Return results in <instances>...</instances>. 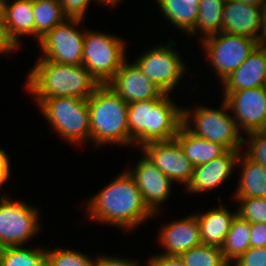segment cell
Segmentation results:
<instances>
[{
    "label": "cell",
    "instance_id": "cell-18",
    "mask_svg": "<svg viewBox=\"0 0 266 266\" xmlns=\"http://www.w3.org/2000/svg\"><path fill=\"white\" fill-rule=\"evenodd\" d=\"M10 1L5 0L4 3L2 29L6 41L17 51L23 47L21 37L28 35L35 39L33 0Z\"/></svg>",
    "mask_w": 266,
    "mask_h": 266
},
{
    "label": "cell",
    "instance_id": "cell-20",
    "mask_svg": "<svg viewBox=\"0 0 266 266\" xmlns=\"http://www.w3.org/2000/svg\"><path fill=\"white\" fill-rule=\"evenodd\" d=\"M220 84L223 99L234 91L266 86V47L257 45L244 63Z\"/></svg>",
    "mask_w": 266,
    "mask_h": 266
},
{
    "label": "cell",
    "instance_id": "cell-43",
    "mask_svg": "<svg viewBox=\"0 0 266 266\" xmlns=\"http://www.w3.org/2000/svg\"><path fill=\"white\" fill-rule=\"evenodd\" d=\"M258 134L266 136V120L263 121L262 125L256 131Z\"/></svg>",
    "mask_w": 266,
    "mask_h": 266
},
{
    "label": "cell",
    "instance_id": "cell-9",
    "mask_svg": "<svg viewBox=\"0 0 266 266\" xmlns=\"http://www.w3.org/2000/svg\"><path fill=\"white\" fill-rule=\"evenodd\" d=\"M0 193V248L28 246L27 242L39 234L40 211L24 201L9 200Z\"/></svg>",
    "mask_w": 266,
    "mask_h": 266
},
{
    "label": "cell",
    "instance_id": "cell-26",
    "mask_svg": "<svg viewBox=\"0 0 266 266\" xmlns=\"http://www.w3.org/2000/svg\"><path fill=\"white\" fill-rule=\"evenodd\" d=\"M250 234V222L236 215L221 247L230 265L250 248Z\"/></svg>",
    "mask_w": 266,
    "mask_h": 266
},
{
    "label": "cell",
    "instance_id": "cell-36",
    "mask_svg": "<svg viewBox=\"0 0 266 266\" xmlns=\"http://www.w3.org/2000/svg\"><path fill=\"white\" fill-rule=\"evenodd\" d=\"M147 266H185L180 255H165L162 253L150 255Z\"/></svg>",
    "mask_w": 266,
    "mask_h": 266
},
{
    "label": "cell",
    "instance_id": "cell-39",
    "mask_svg": "<svg viewBox=\"0 0 266 266\" xmlns=\"http://www.w3.org/2000/svg\"><path fill=\"white\" fill-rule=\"evenodd\" d=\"M2 20L3 18H0V54L5 56V54L15 53V50L9 45V43L5 39L2 29Z\"/></svg>",
    "mask_w": 266,
    "mask_h": 266
},
{
    "label": "cell",
    "instance_id": "cell-44",
    "mask_svg": "<svg viewBox=\"0 0 266 266\" xmlns=\"http://www.w3.org/2000/svg\"><path fill=\"white\" fill-rule=\"evenodd\" d=\"M4 3L5 0H0V18H3L4 16Z\"/></svg>",
    "mask_w": 266,
    "mask_h": 266
},
{
    "label": "cell",
    "instance_id": "cell-11",
    "mask_svg": "<svg viewBox=\"0 0 266 266\" xmlns=\"http://www.w3.org/2000/svg\"><path fill=\"white\" fill-rule=\"evenodd\" d=\"M83 21L85 20L67 18L63 23L51 29L38 42V46L43 52L39 60L82 65L86 29L80 30L79 27Z\"/></svg>",
    "mask_w": 266,
    "mask_h": 266
},
{
    "label": "cell",
    "instance_id": "cell-5",
    "mask_svg": "<svg viewBox=\"0 0 266 266\" xmlns=\"http://www.w3.org/2000/svg\"><path fill=\"white\" fill-rule=\"evenodd\" d=\"M219 107L213 109L212 106L198 104L192 110L185 106L182 125L197 137L220 144L227 150L242 151L244 134L238 129L224 99Z\"/></svg>",
    "mask_w": 266,
    "mask_h": 266
},
{
    "label": "cell",
    "instance_id": "cell-10",
    "mask_svg": "<svg viewBox=\"0 0 266 266\" xmlns=\"http://www.w3.org/2000/svg\"><path fill=\"white\" fill-rule=\"evenodd\" d=\"M204 49L205 59L214 69L220 83L241 66L258 45V39L242 35L219 32L199 42Z\"/></svg>",
    "mask_w": 266,
    "mask_h": 266
},
{
    "label": "cell",
    "instance_id": "cell-42",
    "mask_svg": "<svg viewBox=\"0 0 266 266\" xmlns=\"http://www.w3.org/2000/svg\"><path fill=\"white\" fill-rule=\"evenodd\" d=\"M121 0H98L99 4L105 5L107 7H117Z\"/></svg>",
    "mask_w": 266,
    "mask_h": 266
},
{
    "label": "cell",
    "instance_id": "cell-40",
    "mask_svg": "<svg viewBox=\"0 0 266 266\" xmlns=\"http://www.w3.org/2000/svg\"><path fill=\"white\" fill-rule=\"evenodd\" d=\"M258 45L266 47V7L263 12L262 29L258 38Z\"/></svg>",
    "mask_w": 266,
    "mask_h": 266
},
{
    "label": "cell",
    "instance_id": "cell-29",
    "mask_svg": "<svg viewBox=\"0 0 266 266\" xmlns=\"http://www.w3.org/2000/svg\"><path fill=\"white\" fill-rule=\"evenodd\" d=\"M185 266H230L221 248L200 244L180 254Z\"/></svg>",
    "mask_w": 266,
    "mask_h": 266
},
{
    "label": "cell",
    "instance_id": "cell-6",
    "mask_svg": "<svg viewBox=\"0 0 266 266\" xmlns=\"http://www.w3.org/2000/svg\"><path fill=\"white\" fill-rule=\"evenodd\" d=\"M34 101L43 117L64 142L79 147H83L84 142H90L87 99L56 97Z\"/></svg>",
    "mask_w": 266,
    "mask_h": 266
},
{
    "label": "cell",
    "instance_id": "cell-37",
    "mask_svg": "<svg viewBox=\"0 0 266 266\" xmlns=\"http://www.w3.org/2000/svg\"><path fill=\"white\" fill-rule=\"evenodd\" d=\"M250 247H266V223H250Z\"/></svg>",
    "mask_w": 266,
    "mask_h": 266
},
{
    "label": "cell",
    "instance_id": "cell-41",
    "mask_svg": "<svg viewBox=\"0 0 266 266\" xmlns=\"http://www.w3.org/2000/svg\"><path fill=\"white\" fill-rule=\"evenodd\" d=\"M245 4L257 7H266V0H240Z\"/></svg>",
    "mask_w": 266,
    "mask_h": 266
},
{
    "label": "cell",
    "instance_id": "cell-33",
    "mask_svg": "<svg viewBox=\"0 0 266 266\" xmlns=\"http://www.w3.org/2000/svg\"><path fill=\"white\" fill-rule=\"evenodd\" d=\"M99 3L98 0H59L63 14L69 19L86 18L88 7L92 2Z\"/></svg>",
    "mask_w": 266,
    "mask_h": 266
},
{
    "label": "cell",
    "instance_id": "cell-28",
    "mask_svg": "<svg viewBox=\"0 0 266 266\" xmlns=\"http://www.w3.org/2000/svg\"><path fill=\"white\" fill-rule=\"evenodd\" d=\"M0 266H46V248L26 245L0 248Z\"/></svg>",
    "mask_w": 266,
    "mask_h": 266
},
{
    "label": "cell",
    "instance_id": "cell-16",
    "mask_svg": "<svg viewBox=\"0 0 266 266\" xmlns=\"http://www.w3.org/2000/svg\"><path fill=\"white\" fill-rule=\"evenodd\" d=\"M241 151L228 150L212 161L194 166L191 178L184 188L187 194L210 192L222 186L234 174Z\"/></svg>",
    "mask_w": 266,
    "mask_h": 266
},
{
    "label": "cell",
    "instance_id": "cell-25",
    "mask_svg": "<svg viewBox=\"0 0 266 266\" xmlns=\"http://www.w3.org/2000/svg\"><path fill=\"white\" fill-rule=\"evenodd\" d=\"M225 3L226 0H200L197 23L187 37L198 34L203 40L221 32Z\"/></svg>",
    "mask_w": 266,
    "mask_h": 266
},
{
    "label": "cell",
    "instance_id": "cell-14",
    "mask_svg": "<svg viewBox=\"0 0 266 266\" xmlns=\"http://www.w3.org/2000/svg\"><path fill=\"white\" fill-rule=\"evenodd\" d=\"M224 100L243 134L257 131L266 118V86L234 91Z\"/></svg>",
    "mask_w": 266,
    "mask_h": 266
},
{
    "label": "cell",
    "instance_id": "cell-13",
    "mask_svg": "<svg viewBox=\"0 0 266 266\" xmlns=\"http://www.w3.org/2000/svg\"><path fill=\"white\" fill-rule=\"evenodd\" d=\"M147 158L177 185L188 184L194 166L186 158L178 142L169 141L151 142L139 148Z\"/></svg>",
    "mask_w": 266,
    "mask_h": 266
},
{
    "label": "cell",
    "instance_id": "cell-7",
    "mask_svg": "<svg viewBox=\"0 0 266 266\" xmlns=\"http://www.w3.org/2000/svg\"><path fill=\"white\" fill-rule=\"evenodd\" d=\"M125 42L110 33L86 30L82 65L99 84H106L127 59Z\"/></svg>",
    "mask_w": 266,
    "mask_h": 266
},
{
    "label": "cell",
    "instance_id": "cell-30",
    "mask_svg": "<svg viewBox=\"0 0 266 266\" xmlns=\"http://www.w3.org/2000/svg\"><path fill=\"white\" fill-rule=\"evenodd\" d=\"M78 250L58 247L46 249V266H95L96 258Z\"/></svg>",
    "mask_w": 266,
    "mask_h": 266
},
{
    "label": "cell",
    "instance_id": "cell-23",
    "mask_svg": "<svg viewBox=\"0 0 266 266\" xmlns=\"http://www.w3.org/2000/svg\"><path fill=\"white\" fill-rule=\"evenodd\" d=\"M238 165L241 172L233 197L266 198V168L252 161L242 151L237 159Z\"/></svg>",
    "mask_w": 266,
    "mask_h": 266
},
{
    "label": "cell",
    "instance_id": "cell-21",
    "mask_svg": "<svg viewBox=\"0 0 266 266\" xmlns=\"http://www.w3.org/2000/svg\"><path fill=\"white\" fill-rule=\"evenodd\" d=\"M219 204L205 213L194 214L198 219L202 244L221 248L237 211L232 212L223 203Z\"/></svg>",
    "mask_w": 266,
    "mask_h": 266
},
{
    "label": "cell",
    "instance_id": "cell-2",
    "mask_svg": "<svg viewBox=\"0 0 266 266\" xmlns=\"http://www.w3.org/2000/svg\"><path fill=\"white\" fill-rule=\"evenodd\" d=\"M165 94L159 99L128 104L129 146L173 140L183 123V107Z\"/></svg>",
    "mask_w": 266,
    "mask_h": 266
},
{
    "label": "cell",
    "instance_id": "cell-35",
    "mask_svg": "<svg viewBox=\"0 0 266 266\" xmlns=\"http://www.w3.org/2000/svg\"><path fill=\"white\" fill-rule=\"evenodd\" d=\"M106 254L96 256L95 266H140L138 260L127 259L126 257H115ZM138 262V263H137Z\"/></svg>",
    "mask_w": 266,
    "mask_h": 266
},
{
    "label": "cell",
    "instance_id": "cell-3",
    "mask_svg": "<svg viewBox=\"0 0 266 266\" xmlns=\"http://www.w3.org/2000/svg\"><path fill=\"white\" fill-rule=\"evenodd\" d=\"M26 93L34 99L76 97L88 99L100 85L83 65L38 60L27 73Z\"/></svg>",
    "mask_w": 266,
    "mask_h": 266
},
{
    "label": "cell",
    "instance_id": "cell-27",
    "mask_svg": "<svg viewBox=\"0 0 266 266\" xmlns=\"http://www.w3.org/2000/svg\"><path fill=\"white\" fill-rule=\"evenodd\" d=\"M33 12L37 42L51 29L67 19L59 0H33Z\"/></svg>",
    "mask_w": 266,
    "mask_h": 266
},
{
    "label": "cell",
    "instance_id": "cell-8",
    "mask_svg": "<svg viewBox=\"0 0 266 266\" xmlns=\"http://www.w3.org/2000/svg\"><path fill=\"white\" fill-rule=\"evenodd\" d=\"M165 44L142 51L133 62L164 93L171 94L172 90L180 86L188 65H185L187 62L182 59L175 48L178 45L172 39Z\"/></svg>",
    "mask_w": 266,
    "mask_h": 266
},
{
    "label": "cell",
    "instance_id": "cell-1",
    "mask_svg": "<svg viewBox=\"0 0 266 266\" xmlns=\"http://www.w3.org/2000/svg\"><path fill=\"white\" fill-rule=\"evenodd\" d=\"M121 173L85 201L84 213L93 223L97 221L132 233L153 219V214L144 204L134 178L127 170Z\"/></svg>",
    "mask_w": 266,
    "mask_h": 266
},
{
    "label": "cell",
    "instance_id": "cell-12",
    "mask_svg": "<svg viewBox=\"0 0 266 266\" xmlns=\"http://www.w3.org/2000/svg\"><path fill=\"white\" fill-rule=\"evenodd\" d=\"M140 155L142 157L135 163L134 168L129 167L126 170L134 178L144 204L153 214V218H156L161 212V204L169 200L173 192V182L143 152Z\"/></svg>",
    "mask_w": 266,
    "mask_h": 266
},
{
    "label": "cell",
    "instance_id": "cell-31",
    "mask_svg": "<svg viewBox=\"0 0 266 266\" xmlns=\"http://www.w3.org/2000/svg\"><path fill=\"white\" fill-rule=\"evenodd\" d=\"M238 201L237 215L250 223H266V198L234 197Z\"/></svg>",
    "mask_w": 266,
    "mask_h": 266
},
{
    "label": "cell",
    "instance_id": "cell-22",
    "mask_svg": "<svg viewBox=\"0 0 266 266\" xmlns=\"http://www.w3.org/2000/svg\"><path fill=\"white\" fill-rule=\"evenodd\" d=\"M174 139L193 166L206 164L228 151L220 144L193 135L183 125Z\"/></svg>",
    "mask_w": 266,
    "mask_h": 266
},
{
    "label": "cell",
    "instance_id": "cell-17",
    "mask_svg": "<svg viewBox=\"0 0 266 266\" xmlns=\"http://www.w3.org/2000/svg\"><path fill=\"white\" fill-rule=\"evenodd\" d=\"M163 223L158 233V243L165 255H180L202 243L198 219L195 214Z\"/></svg>",
    "mask_w": 266,
    "mask_h": 266
},
{
    "label": "cell",
    "instance_id": "cell-4",
    "mask_svg": "<svg viewBox=\"0 0 266 266\" xmlns=\"http://www.w3.org/2000/svg\"><path fill=\"white\" fill-rule=\"evenodd\" d=\"M90 143L94 148L129 147L128 103L106 84H100L87 99Z\"/></svg>",
    "mask_w": 266,
    "mask_h": 266
},
{
    "label": "cell",
    "instance_id": "cell-34",
    "mask_svg": "<svg viewBox=\"0 0 266 266\" xmlns=\"http://www.w3.org/2000/svg\"><path fill=\"white\" fill-rule=\"evenodd\" d=\"M230 266H266V247H250Z\"/></svg>",
    "mask_w": 266,
    "mask_h": 266
},
{
    "label": "cell",
    "instance_id": "cell-24",
    "mask_svg": "<svg viewBox=\"0 0 266 266\" xmlns=\"http://www.w3.org/2000/svg\"><path fill=\"white\" fill-rule=\"evenodd\" d=\"M163 18L188 35L197 23L200 0H155Z\"/></svg>",
    "mask_w": 266,
    "mask_h": 266
},
{
    "label": "cell",
    "instance_id": "cell-32",
    "mask_svg": "<svg viewBox=\"0 0 266 266\" xmlns=\"http://www.w3.org/2000/svg\"><path fill=\"white\" fill-rule=\"evenodd\" d=\"M242 152L252 161L263 165L266 168V136L258 134L256 131L244 134Z\"/></svg>",
    "mask_w": 266,
    "mask_h": 266
},
{
    "label": "cell",
    "instance_id": "cell-38",
    "mask_svg": "<svg viewBox=\"0 0 266 266\" xmlns=\"http://www.w3.org/2000/svg\"><path fill=\"white\" fill-rule=\"evenodd\" d=\"M10 155L0 148V189L12 175Z\"/></svg>",
    "mask_w": 266,
    "mask_h": 266
},
{
    "label": "cell",
    "instance_id": "cell-15",
    "mask_svg": "<svg viewBox=\"0 0 266 266\" xmlns=\"http://www.w3.org/2000/svg\"><path fill=\"white\" fill-rule=\"evenodd\" d=\"M106 85L128 104L159 99L166 94L128 59L122 63L120 69Z\"/></svg>",
    "mask_w": 266,
    "mask_h": 266
},
{
    "label": "cell",
    "instance_id": "cell-19",
    "mask_svg": "<svg viewBox=\"0 0 266 266\" xmlns=\"http://www.w3.org/2000/svg\"><path fill=\"white\" fill-rule=\"evenodd\" d=\"M264 8L245 4L240 0H226L221 32L258 39Z\"/></svg>",
    "mask_w": 266,
    "mask_h": 266
}]
</instances>
